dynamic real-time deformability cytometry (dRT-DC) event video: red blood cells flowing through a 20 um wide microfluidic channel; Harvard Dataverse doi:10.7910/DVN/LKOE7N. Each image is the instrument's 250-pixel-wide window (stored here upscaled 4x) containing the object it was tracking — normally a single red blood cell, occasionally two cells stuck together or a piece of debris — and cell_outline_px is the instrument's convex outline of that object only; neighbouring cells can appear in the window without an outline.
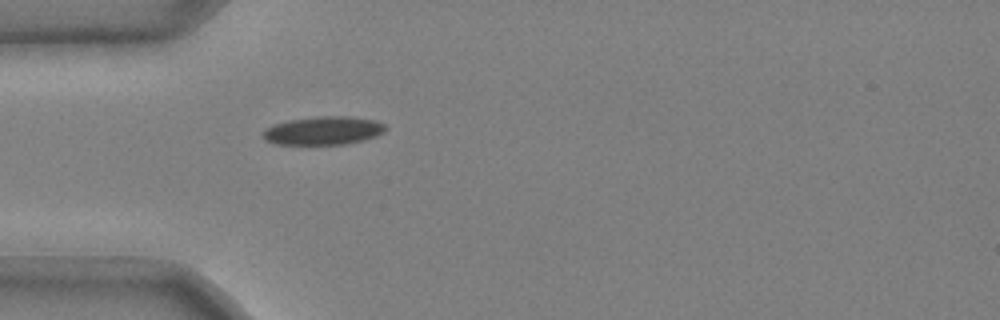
{"species": "common noctule bat (a hibernating species)", "species_latin": "Nyctalus noctula", "temperature_condition": "cold", "stored_images_in_passage": 33, "camera_frame_rate_fps": 3000, "um_per_image_px": 0.085, "animal": {"sex": "male", "body_mass_g": 20.4}, "frame": {"image": 1, "passage_image": 1, "time_ms": 0.0, "image_size_px": [1000, 320], "cell_outline_px": [[388, 128], [384, 132], [376, 136], [364, 140], [344, 144], [276, 144], [264, 140], [260, 136], [272, 124], [288, 120], [320, 116], [348, 116], [376, 120], [384, 124]], "centroid_in_image_um": [27.49, 11.1], "position_along_channel_um": 57.5, "area_um2": 20.35}}
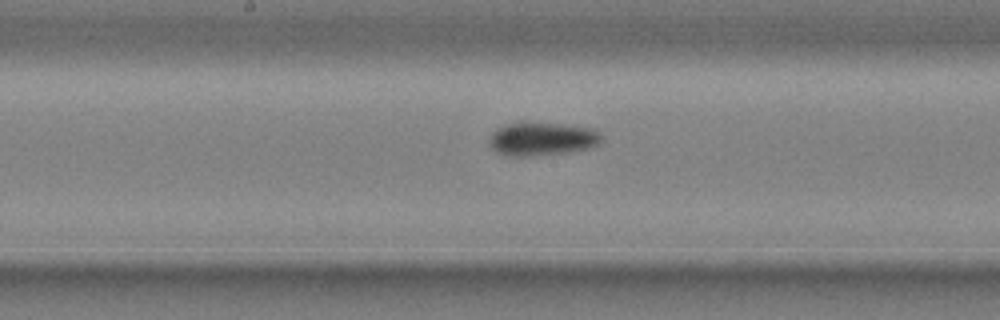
{"frame": {"image": 2, "passage_image": 13, "time_ms": 4.0, "image_size_px": [1000, 320], "cell_outline_px": [[604, 140], [600, 144], [588, 148], [568, 152], [532, 156], [508, 156], [496, 152], [492, 148], [488, 140], [492, 132], [496, 128], [520, 120], [524, 120], [568, 124], [592, 128], [600, 132]], "centroid_in_image_um": [46.08, 11.77], "position_along_channel_um": 202.1, "area_um2": 22.66}}
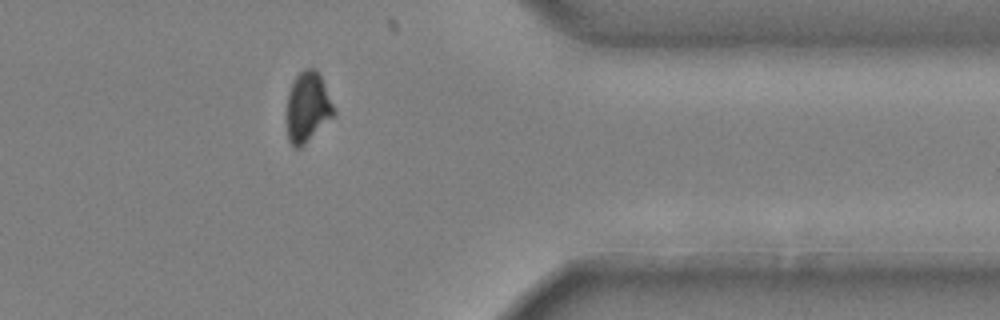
{"frame": {"image": 3, "passage_image": 29, "time_ms": 9.333, "image_size_px": [1000, 320], "cell_outline_px": [[336, 116], [300, 148], [296, 148], [288, 140], [288, 92], [296, 76], [304, 68], [316, 68], [336, 108]], "centroid_in_image_um": [26.2, 9.11], "position_along_channel_um": 385.2, "area_um2": 19.31}, "authors_computed_cell_mechanics": {"area_um2": 20.4612, "velocity_mm_per_s": 3.708, "shape_relaxation_time_tau1_ms": 8.4597, "shape_relaxation_time_tau2_ms": null, "deformation_change_tau1": 0.1895, "deformation_change_tau2": null}}